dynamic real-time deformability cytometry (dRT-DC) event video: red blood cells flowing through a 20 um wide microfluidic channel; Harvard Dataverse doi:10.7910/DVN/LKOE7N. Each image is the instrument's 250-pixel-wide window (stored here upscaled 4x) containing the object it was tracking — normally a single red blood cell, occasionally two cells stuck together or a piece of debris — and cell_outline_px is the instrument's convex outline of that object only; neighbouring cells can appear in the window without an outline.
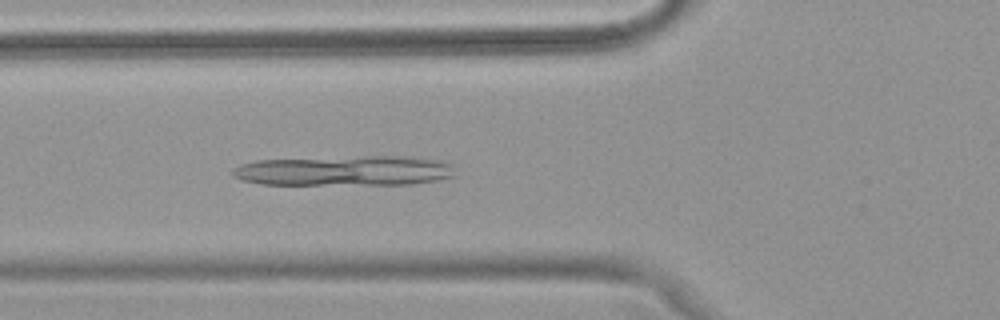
{"species": "common noctule bat (a hibernating species)", "species_latin": "Nyctalus noctula", "temperature_condition": "warm", "stored_images_in_passage": 17, "camera_frame_rate_fps": 3000, "um_per_image_px": 0.085, "animal": {"sex": "female", "body_mass_g": 18.4}, "frame": {"image": 1, "passage_image": 16, "time_ms": 5.0, "image_size_px": [1000, 320], "cell_outline_px": [[456, 176], [436, 180], [412, 184], [260, 184], [240, 180], [232, 176], [232, 168], [240, 164], [256, 160], [364, 156], [412, 156], [440, 160], [452, 164]], "centroid_in_image_um": [29.29, 14.5], "position_along_channel_um": 96.5, "area_um2": 39.3}}